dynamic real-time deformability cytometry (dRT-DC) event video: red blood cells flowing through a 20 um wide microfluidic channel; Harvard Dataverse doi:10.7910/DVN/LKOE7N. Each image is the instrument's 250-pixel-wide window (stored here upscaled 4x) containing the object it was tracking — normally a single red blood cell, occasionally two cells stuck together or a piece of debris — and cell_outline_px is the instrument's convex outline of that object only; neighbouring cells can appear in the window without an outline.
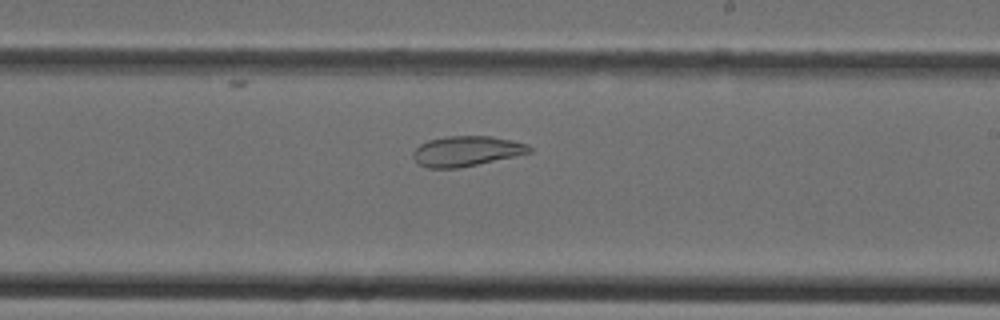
{"species": "Egyptian fruit bat (a non-hibernating species)", "species_latin": "Rousettus aegyptiacus", "temperature_condition": "cold", "stored_images_in_passage": 32, "camera_frame_rate_fps": 3000, "um_per_image_px": 0.085, "animal": {"sex": "female"}, "frame": {"image": 1, "passage_image": 22, "time_ms": 7.0, "image_size_px": [1000, 320], "cell_outline_px": [[532, 152], [516, 156], [460, 168], [428, 168], [420, 164], [412, 156], [412, 152], [420, 144], [428, 140], [448, 136], [492, 136], [512, 140], [528, 144], [532, 148]], "centroid_in_image_um": [39.67, 12.84], "position_along_channel_um": 249.3, "area_um2": 20.52}}
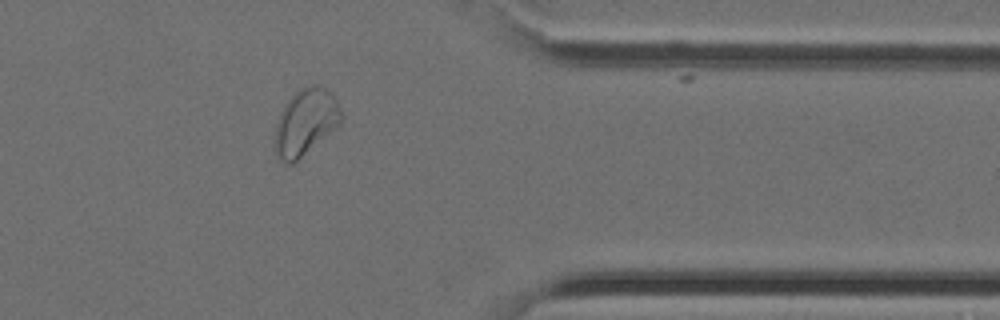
{"frame": {"image": 2, "passage_image": 31, "time_ms": 10.0, "image_size_px": [1000, 320], "cell_outline_px": [[344, 116], [328, 132], [292, 164], [284, 164], [276, 156], [272, 144], [276, 124], [280, 112], [284, 104], [300, 88], [308, 84], [316, 84], [332, 92]], "centroid_in_image_um": [25.9, 10.36], "position_along_channel_um": 385.5, "area_um2": 25.37}}